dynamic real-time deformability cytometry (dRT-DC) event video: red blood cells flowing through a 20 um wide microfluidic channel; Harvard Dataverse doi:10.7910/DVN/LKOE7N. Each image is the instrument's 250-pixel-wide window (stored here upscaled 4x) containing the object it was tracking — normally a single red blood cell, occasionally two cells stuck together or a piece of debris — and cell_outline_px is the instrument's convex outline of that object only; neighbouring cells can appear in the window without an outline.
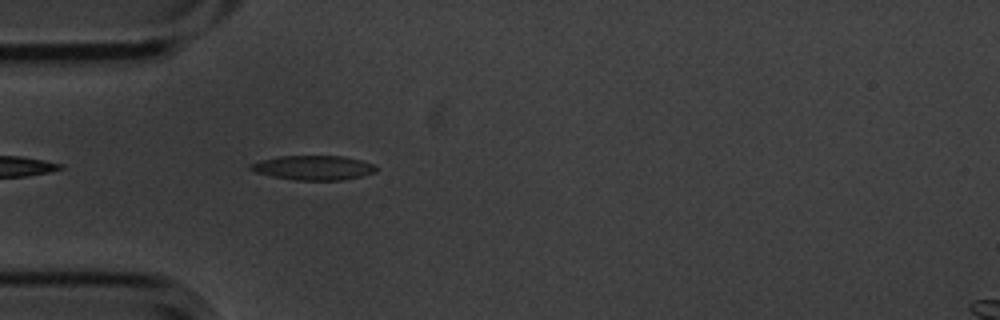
{"species": "common noctule bat (a hibernating species)", "species_latin": "Nyctalus noctula", "temperature_condition": "cold", "stored_images_in_passage": 3, "camera_frame_rate_fps": 3000, "um_per_image_px": 0.085, "animal": {"sex": "male", "body_mass_g": 20.1, "forearm_length_mm": 53.5}, "frame": {"image": 1, "passage_image": 3, "time_ms": 0.667, "image_size_px": [1000, 320], "cell_outline_px": [[376, 172], [344, 180], [296, 180], [272, 176], [256, 172], [248, 168], [248, 164], [260, 160], [280, 156], [344, 156], [360, 160], [372, 164], [376, 168]], "centroid_in_image_um": [26.61, 14.25], "position_along_channel_um": 58.4, "area_um2": 17.8}}